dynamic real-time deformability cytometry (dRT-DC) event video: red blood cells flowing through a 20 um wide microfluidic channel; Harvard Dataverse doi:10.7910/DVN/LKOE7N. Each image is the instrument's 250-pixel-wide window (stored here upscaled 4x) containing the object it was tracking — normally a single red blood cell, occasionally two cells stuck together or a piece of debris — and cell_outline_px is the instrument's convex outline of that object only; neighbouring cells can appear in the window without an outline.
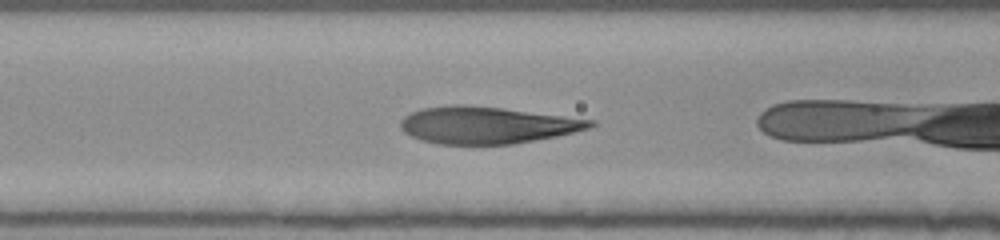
{"species": "human", "species_latin": "Homo sapiens", "temperature_condition": "room temperature", "stored_images_in_passage": 8, "camera_frame_rate_fps": 3000, "um_per_image_px": 0.085, "donor": {"sex": "female"}, "frame": {"image": 1, "passage_image": 3, "time_ms": 0.667, "image_size_px": [1000, 240], "cell_outline_px": [[596, 124], [592, 128], [556, 136], [512, 144], [436, 144], [420, 140], [404, 132], [400, 128], [400, 120], [404, 116], [412, 112], [424, 108], [448, 104], [468, 104], [504, 108], [596, 120]], "centroid_in_image_um": [41.38, 10.62], "position_along_channel_um": 125.2, "area_um2": 41.15}}
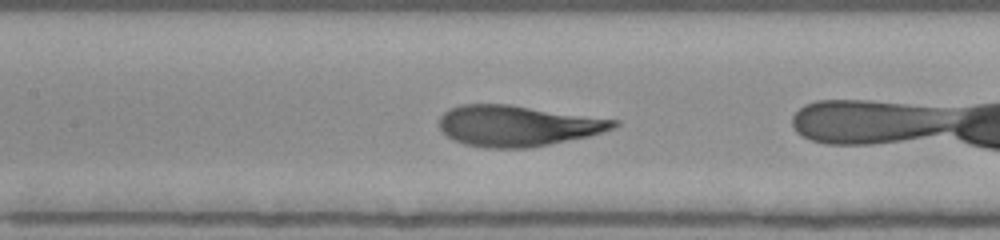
{"frame": {"image": 2, "passage_image": 6, "time_ms": 1.667, "image_size_px": [1000, 240], "cell_outline_px": [[620, 124], [604, 132], [588, 136], [528, 148], [484, 148], [464, 144], [452, 140], [440, 128], [440, 116], [448, 108], [460, 104], [508, 104], [620, 120]], "centroid_in_image_um": [43.97, 10.68], "position_along_channel_um": 163.4, "area_um2": 41.56}}